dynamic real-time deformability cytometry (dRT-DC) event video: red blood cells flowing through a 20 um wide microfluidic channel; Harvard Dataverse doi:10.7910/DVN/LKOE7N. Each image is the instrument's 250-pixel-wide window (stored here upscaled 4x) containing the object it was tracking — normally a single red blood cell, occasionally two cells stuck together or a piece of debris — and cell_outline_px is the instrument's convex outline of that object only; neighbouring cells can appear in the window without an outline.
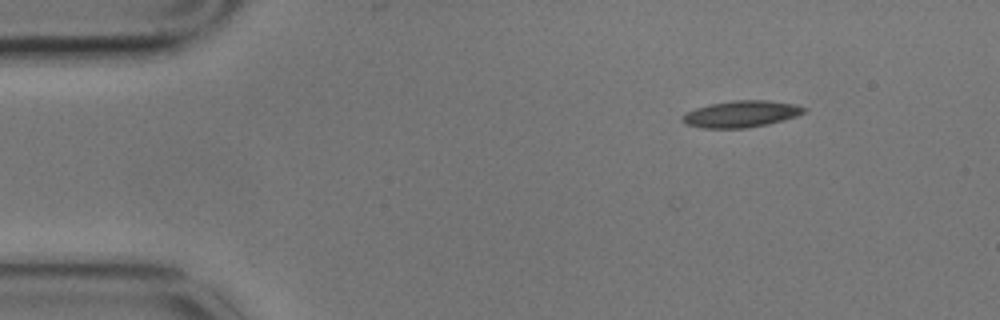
{"species": "common noctule bat (a hibernating species)", "species_latin": "Nyctalus noctula", "temperature_condition": "cold", "stored_images_in_passage": 2, "camera_frame_rate_fps": 3000, "um_per_image_px": 0.085, "animal": {"sex": "male", "body_mass_g": 17.9}, "frame": {"image": 1, "passage_image": 2, "time_ms": 0.333, "image_size_px": [1000, 320], "cell_outline_px": [[808, 108], [804, 112], [796, 116], [784, 120], [768, 124], [744, 128], [704, 128], [684, 124], [680, 120], [688, 112], [696, 108], [712, 104], [732, 100], [764, 100], [796, 104]], "centroid_in_image_um": [63.02, 9.69], "position_along_channel_um": 22.0, "area_um2": 18.73}}